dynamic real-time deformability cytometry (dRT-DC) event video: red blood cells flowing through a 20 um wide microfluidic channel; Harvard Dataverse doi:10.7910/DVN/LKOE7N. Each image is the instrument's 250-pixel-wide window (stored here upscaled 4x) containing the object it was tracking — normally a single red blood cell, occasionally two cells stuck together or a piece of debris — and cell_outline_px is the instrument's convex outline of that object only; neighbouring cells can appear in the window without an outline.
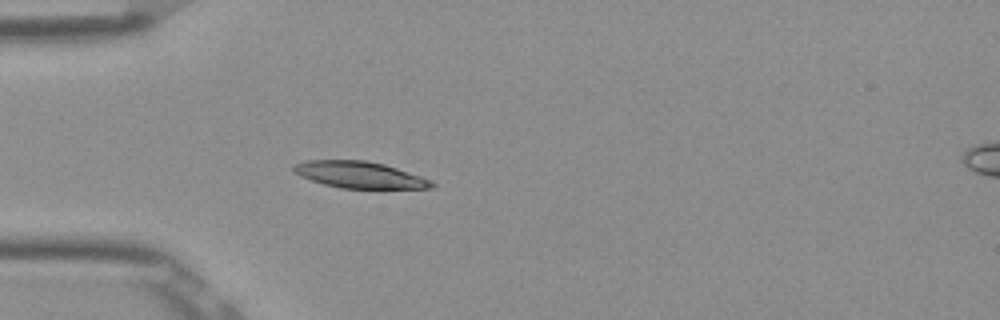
{"species": "Egyptian fruit bat (a non-hibernating species)", "species_latin": "Rousettus aegyptiacus", "temperature_condition": "room temperature", "stored_images_in_passage": 38, "camera_frame_rate_fps": 3000, "um_per_image_px": 0.085, "frame": {"image": 1, "passage_image": 1, "time_ms": 0.0, "image_size_px": [1000, 320], "cell_outline_px": [[436, 184], [432, 188], [340, 188], [324, 184], [300, 176], [292, 172], [292, 164], [308, 160], [364, 160], [384, 164], [432, 180]], "centroid_in_image_um": [30.52, 14.85], "position_along_channel_um": 54.5, "area_um2": 21.33}}
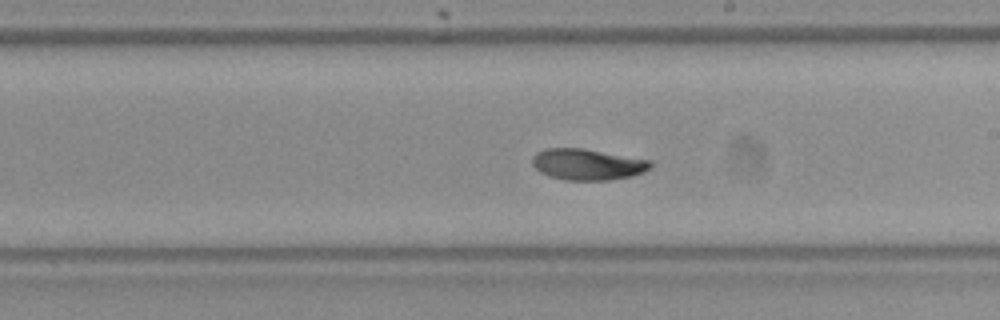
{"frame": {"image": 2, "passage_image": 16, "time_ms": 5.0, "image_size_px": [1000, 320], "cell_outline_px": [[652, 168], [644, 172], [632, 176], [608, 180], [564, 180], [548, 176], [540, 172], [532, 164], [532, 156], [536, 152], [544, 148], [584, 148], [652, 160]], "centroid_in_image_um": [49.94, 13.97], "position_along_channel_um": 239.1, "area_um2": 21.79}}
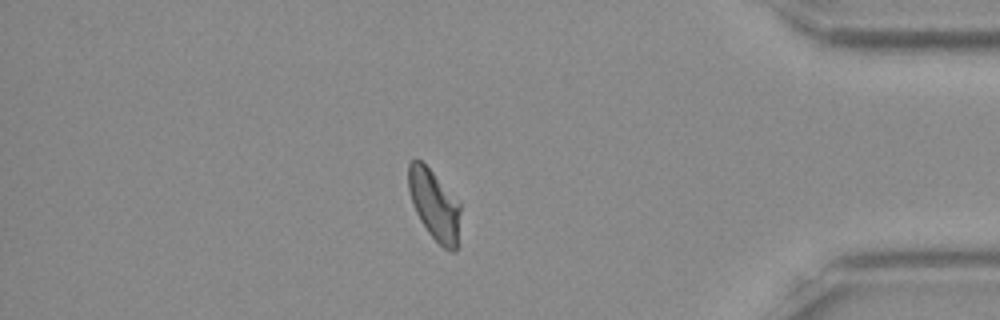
{"frame": {"image": 3, "passage_image": 31, "time_ms": 10.0, "image_size_px": [1000, 320], "cell_outline_px": [[460, 212], [456, 252], [452, 252], [444, 248], [428, 232], [420, 220], [412, 204], [408, 188], [408, 164], [416, 156], [432, 172], [460, 204]], "centroid_in_image_um": [36.89, 17.41], "position_along_channel_um": 398.3, "area_um2": 20.92}, "authors_computed_cell_mechanics": {"area_um2": 21.7617, "velocity_mm_per_s": 3.8572, "shape_relaxation_time_tau1_ms": null, "shape_relaxation_time_tau2_ms": 5.2519, "deformation_change_tau1": null, "deformation_change_tau2": 0.0818}}